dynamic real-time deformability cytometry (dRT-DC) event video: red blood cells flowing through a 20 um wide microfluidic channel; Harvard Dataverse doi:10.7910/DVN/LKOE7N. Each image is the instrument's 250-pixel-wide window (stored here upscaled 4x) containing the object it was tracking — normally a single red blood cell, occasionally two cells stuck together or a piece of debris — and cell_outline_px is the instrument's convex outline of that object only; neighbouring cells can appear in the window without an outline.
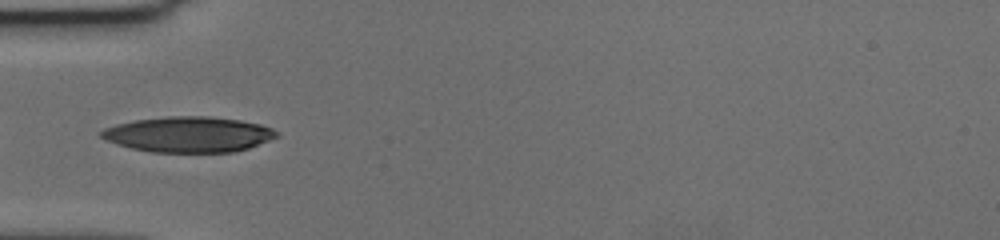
{"species": "human", "species_latin": "Homo sapiens", "temperature_condition": "cold", "stored_images_in_passage": 40, "camera_frame_rate_fps": 3000, "um_per_image_px": 0.085, "donor": {"sex": "female"}, "frame": {"image": 1, "passage_image": 1, "time_ms": 0.0, "image_size_px": [1000, 240], "cell_outline_px": [[280, 136], [248, 148], [236, 152], [152, 152], [132, 148], [116, 144], [100, 136], [100, 132], [104, 128], [116, 124], [136, 120], [168, 116], [208, 116], [240, 120], [260, 124], [272, 128]], "centroid_in_image_um": [16.04, 11.42], "position_along_channel_um": 69.0, "area_um2": 36.24}}
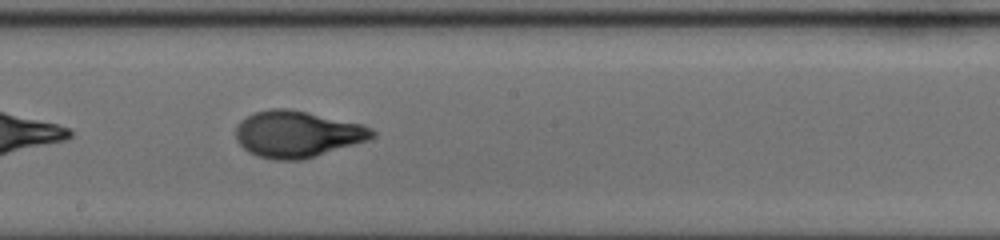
{"frame": {"image": 2, "passage_image": 14, "time_ms": 4.333, "image_size_px": [1000, 240], "cell_outline_px": [[376, 136], [368, 140], [304, 160], [276, 160], [256, 156], [248, 152], [236, 140], [236, 128], [240, 120], [256, 112], [272, 108], [292, 108], [364, 124], [372, 128], [376, 132]], "centroid_in_image_um": [25.29, 11.39], "position_along_channel_um": 222.9, "area_um2": 37.4}}
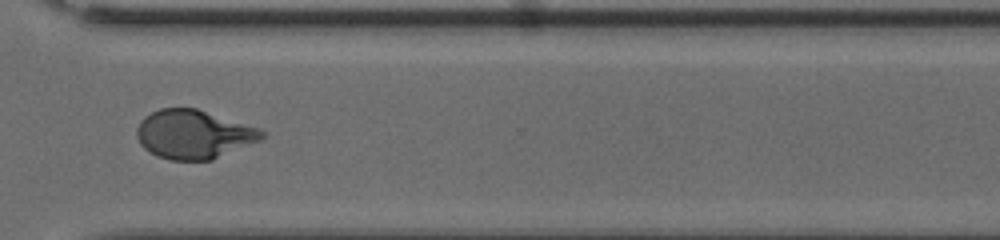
{"frame": {"image": 3, "passage_image": 25, "time_ms": 8.0, "image_size_px": [1000, 240], "cell_outline_px": [[264, 136], [260, 140], [212, 160], [168, 160], [156, 156], [144, 148], [140, 144], [136, 136], [136, 128], [140, 120], [144, 116], [160, 108], [196, 108], [260, 128], [264, 132]], "centroid_in_image_um": [16.43, 11.42], "position_along_channel_um": 354.2, "area_um2": 35.66}, "authors_computed_cell_mechanics": {"area_um2": 35.8649, "velocity_mm_per_s": 3.5611, "shape_relaxation_time_tau1_ms": 4.054, "shape_relaxation_time_tau2_ms": 0.9033, "deformation_change_tau1": 0.1956, "deformation_change_tau2": 0.0602}}